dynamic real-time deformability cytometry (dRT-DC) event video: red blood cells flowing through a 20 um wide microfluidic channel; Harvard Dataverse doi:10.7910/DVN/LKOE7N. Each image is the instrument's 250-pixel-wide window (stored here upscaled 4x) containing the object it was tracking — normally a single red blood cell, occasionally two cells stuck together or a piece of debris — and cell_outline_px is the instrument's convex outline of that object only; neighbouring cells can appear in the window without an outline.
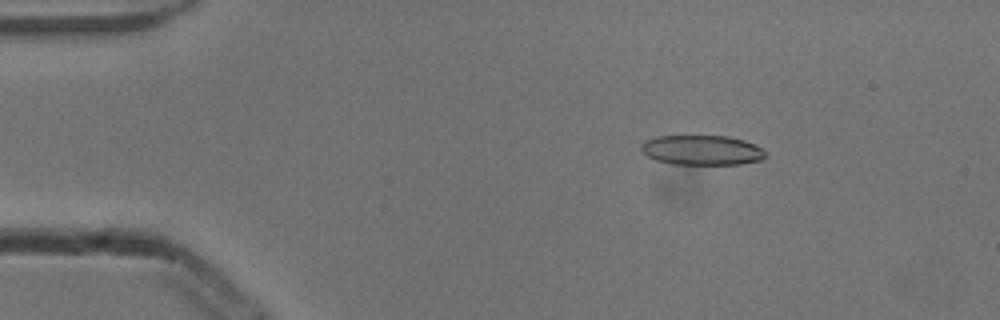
{"species": "common noctule bat (a hibernating species)", "species_latin": "Nyctalus noctula", "temperature_condition": "cold", "stored_images_in_passage": 3, "camera_frame_rate_fps": 3000, "um_per_image_px": 0.085, "animal": {"sex": "male", "body_mass_g": 13.3}, "frame": {"image": 1, "passage_image": 1, "time_ms": 0.0, "image_size_px": [1000, 320], "cell_outline_px": [[768, 152], [760, 160], [740, 164], [672, 164], [656, 160], [648, 156], [640, 148], [640, 144], [644, 140], [656, 136], [728, 136], [744, 140], [756, 144], [764, 148]], "centroid_in_image_um": [59.68, 12.75], "position_along_channel_um": 25.3, "area_um2": 21.79}}
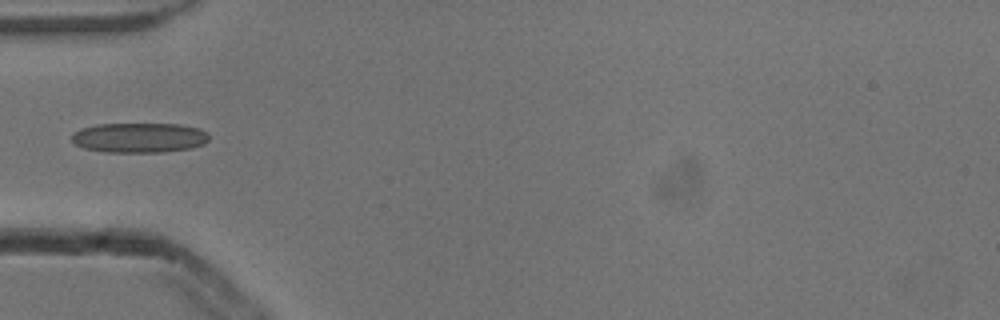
{"frame": {"image": 2, "passage_image": 3, "time_ms": 0.667, "image_size_px": [1000, 320], "cell_outline_px": [[208, 140], [204, 144], [192, 148], [160, 152], [104, 152], [84, 148], [76, 144], [72, 140], [72, 136], [80, 128], [96, 124], [180, 124], [200, 128], [208, 132]], "centroid_in_image_um": [11.87, 11.7], "position_along_channel_um": 73.1, "area_um2": 23.99}}